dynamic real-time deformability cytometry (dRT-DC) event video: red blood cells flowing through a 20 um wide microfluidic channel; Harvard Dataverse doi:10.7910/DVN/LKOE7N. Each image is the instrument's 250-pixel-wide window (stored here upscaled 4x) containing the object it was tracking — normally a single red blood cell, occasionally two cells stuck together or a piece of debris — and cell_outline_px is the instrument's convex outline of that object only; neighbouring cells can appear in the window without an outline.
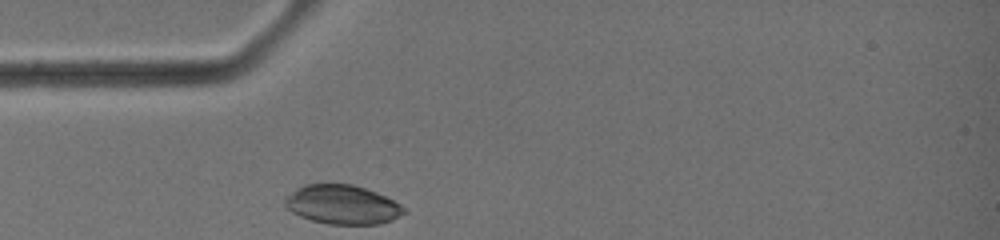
{"species": "common noctule bat (a hibernating species)", "species_latin": "Nyctalus noctula", "temperature_condition": "warm", "stored_images_in_passage": 22, "camera_frame_rate_fps": 3000, "um_per_image_px": 0.085, "animal": {"sex": "female", "body_mass_g": 19.0, "forearm_length_mm": 51.5}, "frame": {"image": 1, "passage_image": 1, "time_ms": 0.0, "image_size_px": [1000, 240], "cell_outline_px": [[408, 212], [392, 220], [380, 224], [328, 224], [312, 220], [300, 216], [292, 212], [284, 204], [284, 200], [292, 192], [304, 184], [352, 184], [376, 192], [400, 204]], "centroid_in_image_um": [29.12, 17.4], "position_along_channel_um": 55.9, "area_um2": 26.93}}
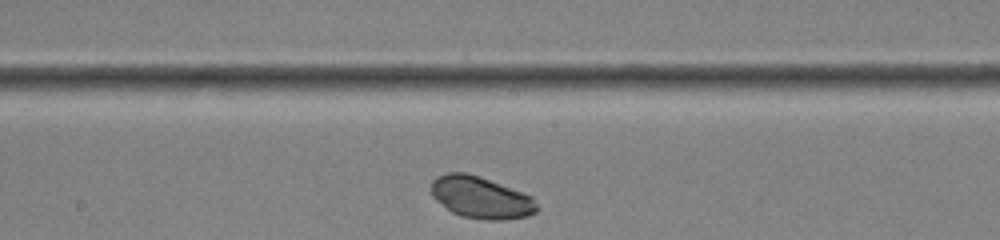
{"frame": {"image": 2, "passage_image": 11, "time_ms": 3.333, "image_size_px": [1000, 240], "cell_outline_px": [[540, 208], [536, 212], [528, 216], [504, 220], [484, 220], [460, 216], [452, 212], [436, 200], [432, 196], [428, 188], [432, 180], [436, 176], [448, 172], [464, 172], [480, 176], [524, 192], [532, 196]], "centroid_in_image_um": [40.87, 16.78], "position_along_channel_um": 207.3, "area_um2": 26.36}}
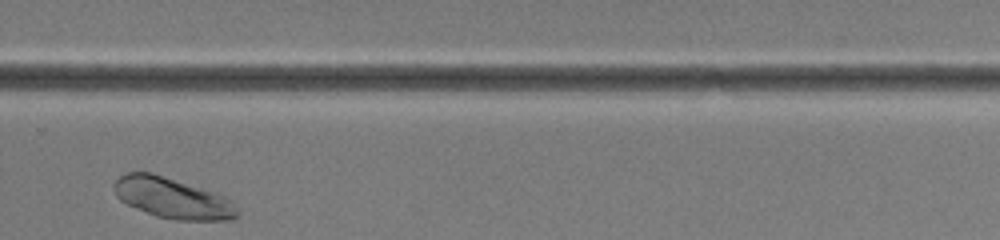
{"frame": {"image": 3, "passage_image": 18, "time_ms": 5.667, "image_size_px": [1000, 240], "cell_outline_px": [[240, 216], [236, 220], [176, 220], [156, 216], [128, 204], [120, 200], [116, 196], [112, 188], [116, 180], [120, 176], [128, 172], [152, 172], [224, 196], [232, 200], [236, 204], [240, 212]], "centroid_in_image_um": [14.7, 16.85], "position_along_channel_um": 315.1, "area_um2": 29.25}}